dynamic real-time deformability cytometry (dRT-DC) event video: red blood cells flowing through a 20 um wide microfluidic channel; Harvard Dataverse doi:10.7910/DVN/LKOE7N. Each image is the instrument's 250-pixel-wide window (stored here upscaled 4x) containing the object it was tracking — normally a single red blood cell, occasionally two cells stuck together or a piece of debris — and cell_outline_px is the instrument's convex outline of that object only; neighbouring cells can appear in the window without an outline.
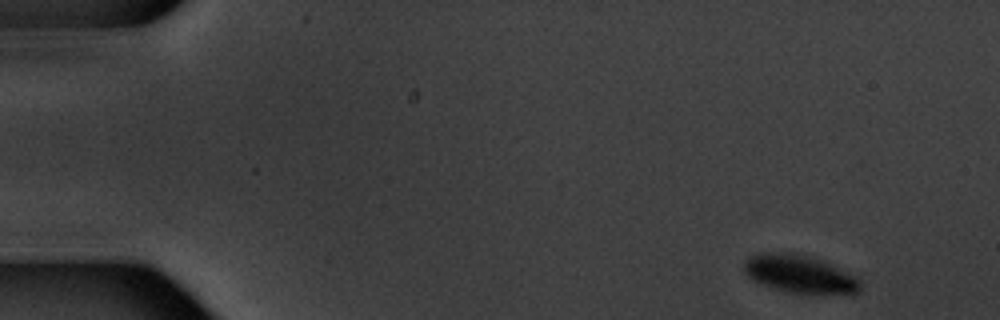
{"species": "common noctule bat (a hibernating species)", "species_latin": "Nyctalus noctula", "temperature_condition": "warm", "stored_images_in_passage": 6, "camera_frame_rate_fps": 3000, "um_per_image_px": 0.085, "animal": {"sex": "male", "body_mass_g": 20.1, "forearm_length_mm": 53.5}, "frame": {"image": 1, "passage_image": 1, "time_ms": 0.0, "image_size_px": [1000, 320], "cell_outline_px": [[860, 292], [788, 292], [760, 284], [752, 280], [744, 272], [744, 260], [748, 256], [760, 252], [792, 252], [820, 260], [856, 276], [860, 280]], "centroid_in_image_um": [67.87, 23.25], "position_along_channel_um": 17.1, "area_um2": 25.14}}
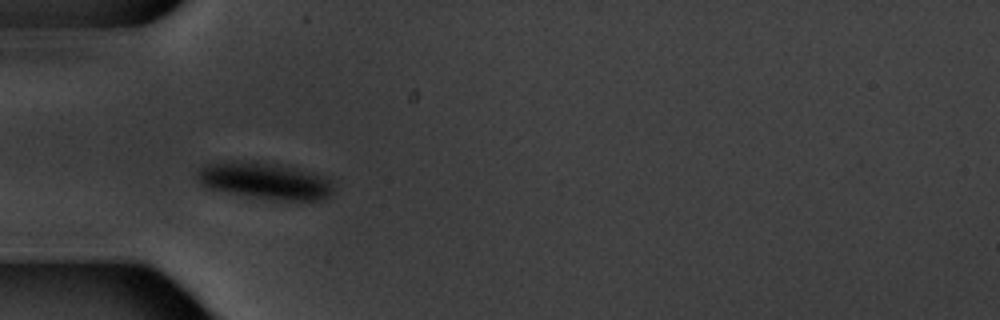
{"frame": {"image": 2, "passage_image": 5, "time_ms": 4.667, "image_size_px": [1000, 320], "cell_outline_px": [[332, 192], [328, 196], [320, 200], [272, 200], [248, 196], [204, 188], [196, 180], [196, 172], [204, 164], [228, 160], [256, 160], [296, 168], [312, 172], [324, 176], [332, 180]], "centroid_in_image_um": [22.43, 15.35], "position_along_channel_um": 62.6, "area_um2": 29.82}}